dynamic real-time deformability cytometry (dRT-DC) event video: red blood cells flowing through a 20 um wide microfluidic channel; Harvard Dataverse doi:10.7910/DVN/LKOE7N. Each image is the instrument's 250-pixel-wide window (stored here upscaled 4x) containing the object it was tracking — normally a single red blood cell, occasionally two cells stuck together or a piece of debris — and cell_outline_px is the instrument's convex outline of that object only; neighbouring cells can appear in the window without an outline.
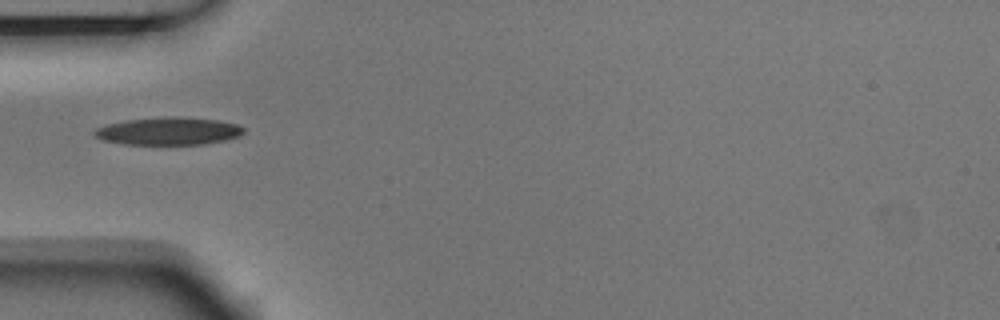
{"species": "Egyptian fruit bat (a non-hibernating species)", "species_latin": "Rousettus aegyptiacus", "temperature_condition": "room temperature", "stored_images_in_passage": 1, "camera_frame_rate_fps": 3000, "um_per_image_px": 0.085, "animal": {"sex": "male"}, "frame": {"image": 1, "passage_image": 1, "time_ms": 0.0, "image_size_px": [1000, 320], "cell_outline_px": [[244, 132], [240, 136], [224, 140], [204, 144], [124, 144], [104, 140], [92, 136], [92, 132], [96, 128], [108, 124], [128, 120], [176, 116], [220, 120], [236, 124], [244, 128]], "centroid_in_image_um": [14.33, 11.14], "position_along_channel_um": 70.7, "area_um2": 23.93}}